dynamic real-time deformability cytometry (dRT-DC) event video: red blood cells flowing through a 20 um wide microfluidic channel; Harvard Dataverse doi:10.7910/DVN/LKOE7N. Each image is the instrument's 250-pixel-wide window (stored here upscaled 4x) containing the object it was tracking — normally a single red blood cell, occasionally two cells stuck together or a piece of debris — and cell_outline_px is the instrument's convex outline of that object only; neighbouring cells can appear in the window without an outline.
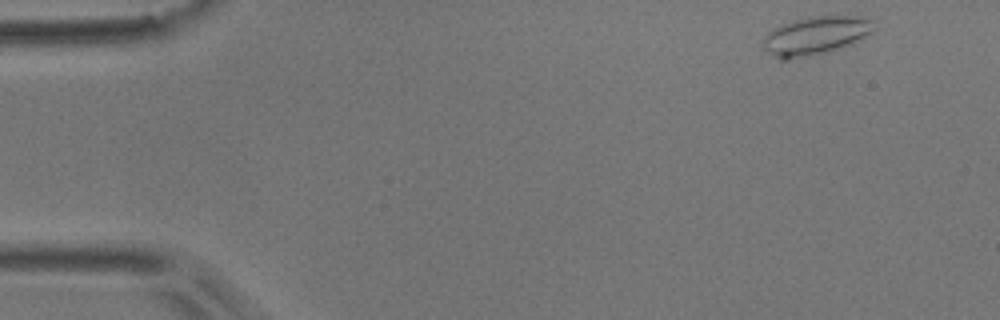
{"species": "common noctule bat (a hibernating species)", "species_latin": "Nyctalus noctula", "temperature_condition": "room temperature", "stored_images_in_passage": 3, "camera_frame_rate_fps": 3000, "um_per_image_px": 0.085, "animal": {"sex": "male", "body_mass_g": 17.9}, "frame": {"image": 1, "passage_image": 1, "time_ms": 0.0, "image_size_px": [1000, 320], "cell_outline_px": [[876, 28], [872, 32], [860, 40], [852, 44], [828, 52], [788, 60], [780, 60], [768, 52], [764, 48], [764, 36], [772, 28], [796, 20], [812, 16], [860, 16], [876, 20]], "centroid_in_image_um": [69.38, 3.03], "position_along_channel_um": 15.6, "area_um2": 24.97}}